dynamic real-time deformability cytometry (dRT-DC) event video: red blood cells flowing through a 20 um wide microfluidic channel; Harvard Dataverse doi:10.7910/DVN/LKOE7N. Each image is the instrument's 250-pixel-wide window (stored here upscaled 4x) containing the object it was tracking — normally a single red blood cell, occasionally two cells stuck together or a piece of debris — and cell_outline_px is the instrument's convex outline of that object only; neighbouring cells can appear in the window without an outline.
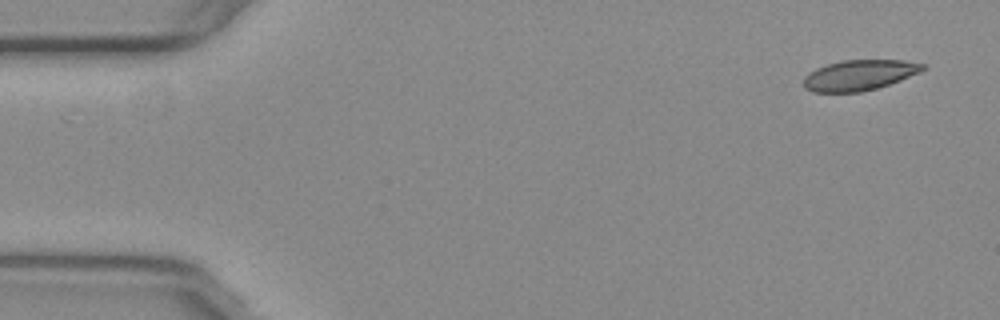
{"species": "common noctule bat (a hibernating species)", "species_latin": "Nyctalus noctula", "temperature_condition": "warm", "stored_images_in_passage": 52, "camera_frame_rate_fps": 3000, "um_per_image_px": 0.085, "animal": {"sex": "female", "body_mass_g": 29.2, "forearm_length_mm": 56.3}, "frame": {"image": 1, "passage_image": 1, "time_ms": 0.0, "image_size_px": [1000, 320], "cell_outline_px": [[928, 68], [920, 72], [900, 80], [876, 88], [860, 92], [812, 92], [804, 88], [804, 76], [808, 72], [816, 68], [828, 64], [844, 60], [904, 60], [924, 64]], "centroid_in_image_um": [73.03, 6.38], "position_along_channel_um": 12.0, "area_um2": 21.15}}
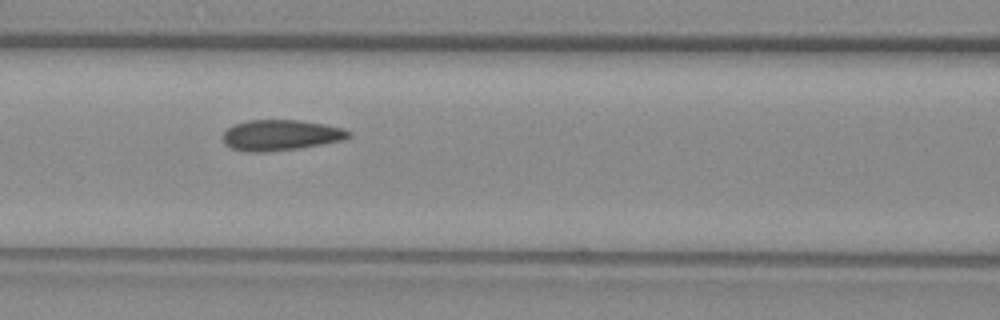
{"frame": {"image": 2, "passage_image": 21, "time_ms": 6.667, "image_size_px": [1000, 320], "cell_outline_px": [[352, 136], [344, 140], [300, 148], [264, 152], [244, 152], [232, 148], [224, 144], [224, 132], [228, 128], [236, 124], [248, 120], [300, 120], [324, 124], [340, 128], [352, 132]], "centroid_in_image_um": [23.87, 11.49], "position_along_channel_um": 142.7, "area_um2": 22.48}}
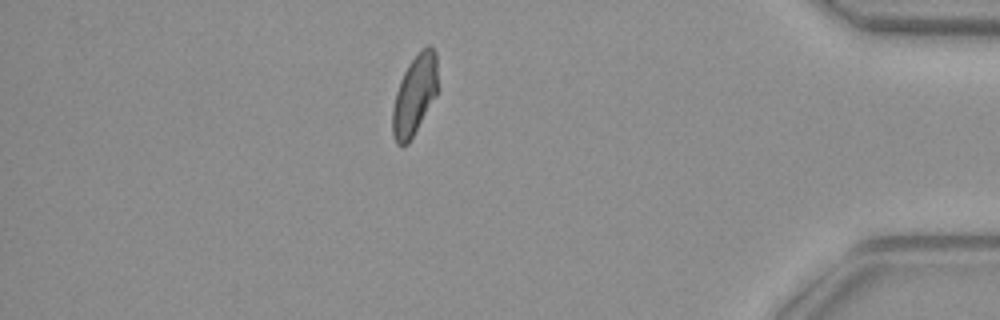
{"frame": {"image": 3, "passage_image": 45, "time_ms": 14.667, "image_size_px": [1000, 320], "cell_outline_px": [[436, 96], [408, 144], [400, 148], [396, 144], [392, 132], [392, 108], [396, 92], [400, 80], [408, 64], [428, 44], [432, 44], [436, 52]], "centroid_in_image_um": [35.21, 8.12], "position_along_channel_um": 400.0, "area_um2": 20.92}, "authors_computed_cell_mechanics": {"area_um2": 22.1952, "velocity_mm_per_s": 3.7649, "shape_relaxation_time_tau1_ms": null, "shape_relaxation_time_tau2_ms": 1.8079, "deformation_change_tau1": null, "deformation_change_tau2": 0.0722}}